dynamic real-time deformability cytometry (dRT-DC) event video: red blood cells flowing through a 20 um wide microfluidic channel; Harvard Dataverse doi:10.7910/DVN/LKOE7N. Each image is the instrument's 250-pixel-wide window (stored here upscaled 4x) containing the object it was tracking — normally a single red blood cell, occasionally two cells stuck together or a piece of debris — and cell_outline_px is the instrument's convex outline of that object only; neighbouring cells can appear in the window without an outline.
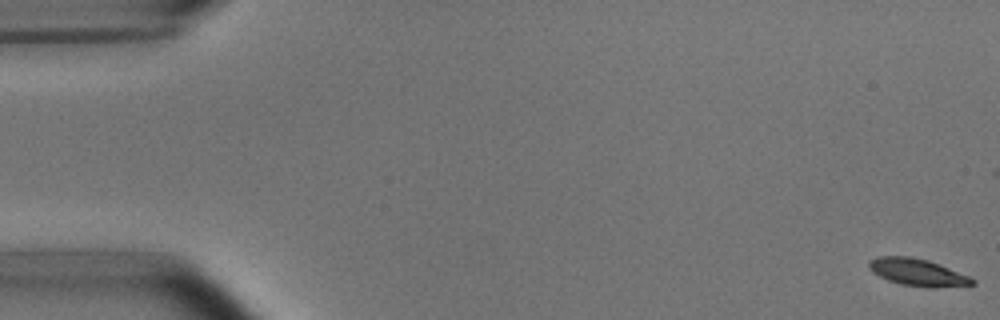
{"species": "common noctule bat (a hibernating species)", "species_latin": "Nyctalus noctula", "temperature_condition": "room temperature", "stored_images_in_passage": 6, "camera_frame_rate_fps": 3000, "um_per_image_px": 0.085, "animal": {"sex": "male", "body_mass_g": 15.6}, "frame": {"image": 1, "passage_image": 1, "time_ms": 0.0, "image_size_px": [1000, 320], "cell_outline_px": [[976, 284], [936, 288], [932, 288], [900, 284], [888, 280], [872, 272], [868, 268], [868, 260], [876, 256], [908, 256], [928, 260], [940, 264], [968, 276], [976, 280]], "centroid_in_image_um": [77.97, 23.14], "position_along_channel_um": 7.0, "area_um2": 16.47}}
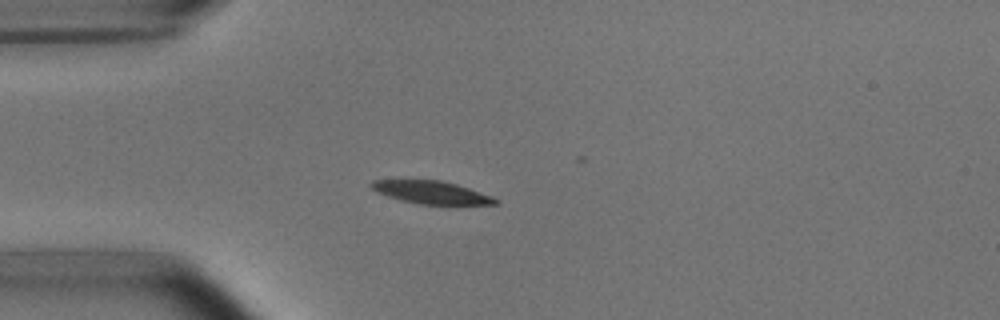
{"frame": {"image": 2, "passage_image": 5, "time_ms": 4.667, "image_size_px": [1000, 320], "cell_outline_px": [[500, 204], [420, 204], [400, 200], [376, 192], [368, 184], [372, 180], [440, 180], [456, 184], [492, 196], [500, 200]], "centroid_in_image_um": [36.65, 16.35], "position_along_channel_um": 48.3, "area_um2": 16.36}}